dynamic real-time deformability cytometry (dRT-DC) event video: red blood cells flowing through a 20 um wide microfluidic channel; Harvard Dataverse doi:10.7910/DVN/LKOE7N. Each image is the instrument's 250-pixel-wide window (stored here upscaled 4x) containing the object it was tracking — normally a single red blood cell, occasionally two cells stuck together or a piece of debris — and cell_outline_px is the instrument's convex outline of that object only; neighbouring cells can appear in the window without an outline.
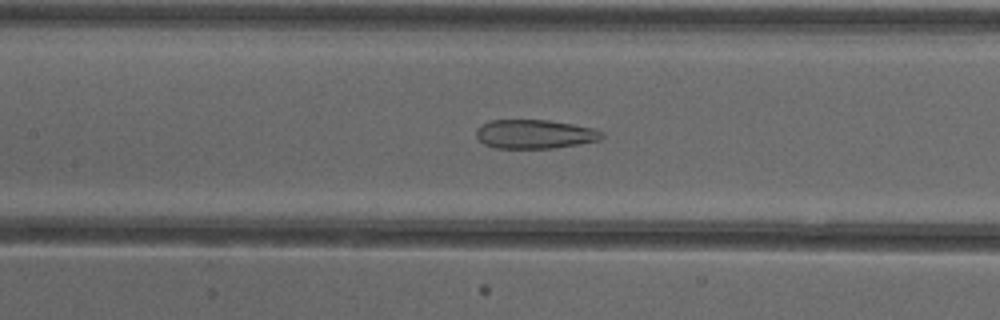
{"species": "common noctule bat (a hibernating species)", "species_latin": "Nyctalus noctula", "temperature_condition": "cold", "stored_images_in_passage": 53, "camera_frame_rate_fps": 3000, "um_per_image_px": 0.085, "animal": {"sex": "female"}, "frame": {"image": 1, "passage_image": 25, "time_ms": 8.0, "image_size_px": [1000, 320], "cell_outline_px": [[604, 136], [600, 140], [552, 148], [496, 148], [484, 144], [476, 136], [476, 132], [484, 124], [492, 120], [548, 120], [572, 124], [592, 128], [604, 132]], "centroid_in_image_um": [45.48, 11.4], "position_along_channel_um": 161.9, "area_um2": 20.92}}
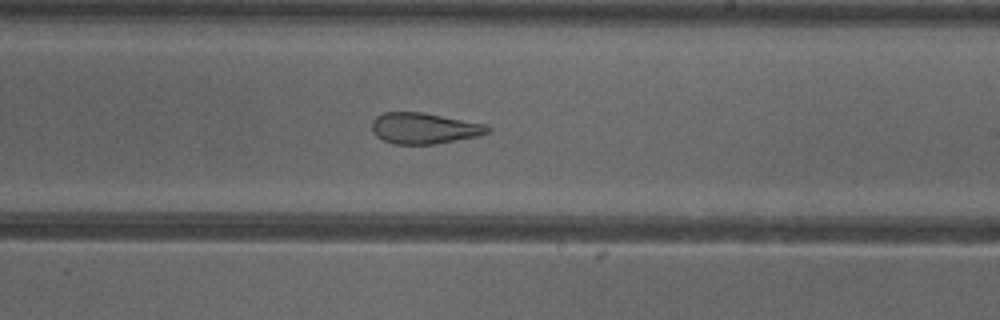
{"frame": {"image": 2, "passage_image": 32, "time_ms": 10.333, "image_size_px": [1000, 320], "cell_outline_px": [[492, 128], [488, 132], [480, 136], [432, 144], [392, 144], [376, 136], [372, 132], [372, 120], [376, 116], [384, 112], [424, 112], [484, 124]], "centroid_in_image_um": [36.03, 10.9], "position_along_channel_um": 253.0, "area_um2": 20.92}}
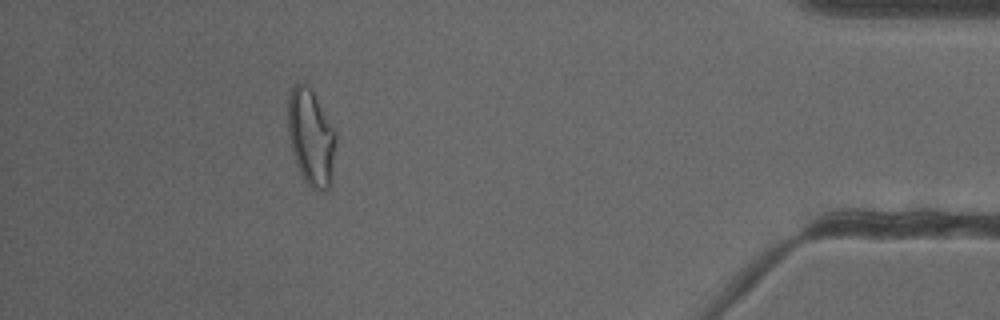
{"frame": {"image": 3, "passage_image": 48, "time_ms": 15.667, "image_size_px": [1000, 320], "cell_outline_px": [[336, 140], [328, 188], [324, 192], [320, 192], [312, 188], [304, 180], [296, 164], [292, 152], [288, 132], [288, 96], [292, 84], [304, 84], [312, 88], [336, 132]], "centroid_in_image_um": [26.41, 11.62], "position_along_channel_um": 408.8, "area_um2": 26.82}, "authors_computed_cell_mechanics": {"area_um2": 26.2412, "velocity_mm_per_s": 3.9175, "shape_relaxation_time_tau1_ms": null, "shape_relaxation_time_tau2_ms": 2.3678, "deformation_change_tau1": null, "deformation_change_tau2": 0.1199}}